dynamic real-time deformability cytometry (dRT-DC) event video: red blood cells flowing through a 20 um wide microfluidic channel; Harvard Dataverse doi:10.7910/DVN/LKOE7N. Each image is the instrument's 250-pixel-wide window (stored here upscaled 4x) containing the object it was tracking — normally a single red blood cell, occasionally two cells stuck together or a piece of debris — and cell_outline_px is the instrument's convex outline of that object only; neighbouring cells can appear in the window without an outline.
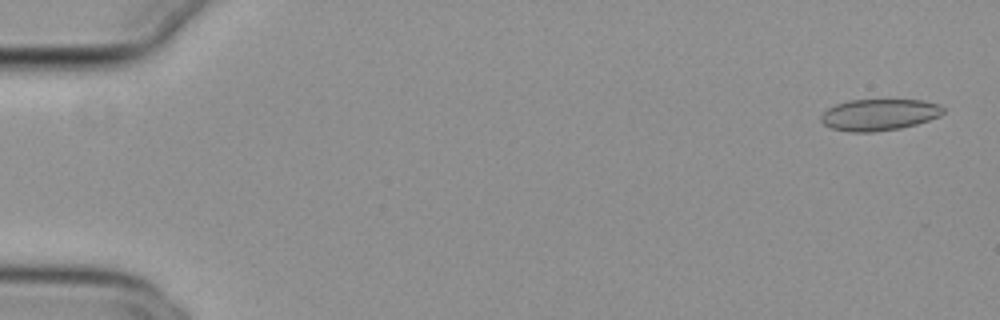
{"species": "common noctule bat (a hibernating species)", "species_latin": "Nyctalus noctula", "temperature_condition": "cold", "stored_images_in_passage": 14, "camera_frame_rate_fps": 3000, "um_per_image_px": 0.085, "animal": {"sex": "female", "body_mass_g": 29.2, "forearm_length_mm": 56.3}, "frame": {"image": 1, "passage_image": 1, "time_ms": 0.0, "image_size_px": [1000, 320], "cell_outline_px": [[944, 112], [940, 116], [916, 124], [900, 128], [872, 132], [848, 132], [832, 128], [824, 124], [820, 120], [820, 116], [828, 108], [836, 104], [848, 100], [924, 100], [940, 104], [944, 108]], "centroid_in_image_um": [74.73, 9.74], "position_along_channel_um": 10.3, "area_um2": 22.48}}
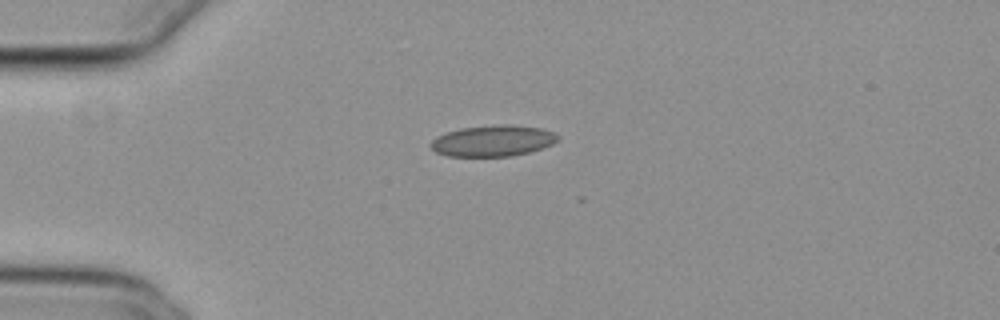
{"frame": {"image": 2, "passage_image": 13, "time_ms": 4.0, "image_size_px": [1000, 320], "cell_outline_px": [[560, 140], [552, 144], [528, 152], [512, 156], [448, 156], [436, 152], [428, 144], [436, 136], [460, 128], [496, 124], [508, 124], [540, 128], [556, 132], [560, 136]], "centroid_in_image_um": [41.91, 11.96], "position_along_channel_um": 43.1, "area_um2": 23.18}}